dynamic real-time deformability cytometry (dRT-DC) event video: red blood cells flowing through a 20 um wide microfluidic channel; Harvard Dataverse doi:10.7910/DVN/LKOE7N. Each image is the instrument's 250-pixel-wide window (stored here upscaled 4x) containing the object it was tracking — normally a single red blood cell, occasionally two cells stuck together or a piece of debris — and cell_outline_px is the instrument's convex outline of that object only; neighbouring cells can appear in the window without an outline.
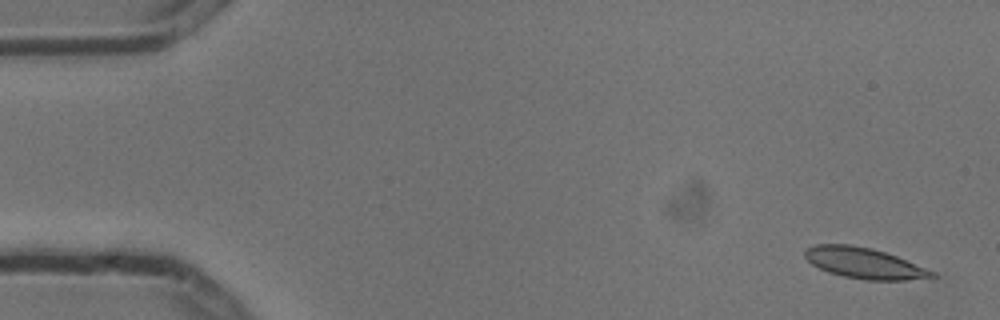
{"species": "common noctule bat (a hibernating species)", "species_latin": "Nyctalus noctula", "temperature_condition": "cold", "stored_images_in_passage": 4, "camera_frame_rate_fps": 3000, "um_per_image_px": 0.085, "animal": {"sex": "male", "body_mass_g": 13.3}, "frame": {"image": 1, "passage_image": 1, "time_ms": 0.0, "image_size_px": [1000, 320], "cell_outline_px": [[936, 276], [908, 280], [864, 280], [844, 276], [828, 272], [812, 264], [804, 256], [804, 248], [812, 244], [848, 244], [872, 248], [896, 256], [936, 272]], "centroid_in_image_um": [73.41, 22.35], "position_along_channel_um": 11.6, "area_um2": 22.77}}
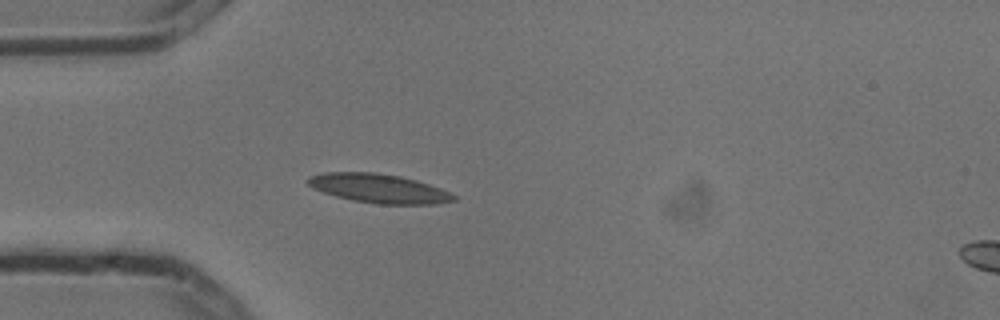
{"frame": {"image": 2, "passage_image": 4, "time_ms": 1.0, "image_size_px": [1000, 320], "cell_outline_px": [[456, 200], [436, 204], [376, 204], [352, 200], [336, 196], [312, 188], [304, 180], [308, 176], [324, 172], [372, 172], [400, 176], [416, 180], [440, 188], [456, 196]], "centroid_in_image_um": [32.16, 16.01], "position_along_channel_um": 52.8, "area_um2": 24.68}}